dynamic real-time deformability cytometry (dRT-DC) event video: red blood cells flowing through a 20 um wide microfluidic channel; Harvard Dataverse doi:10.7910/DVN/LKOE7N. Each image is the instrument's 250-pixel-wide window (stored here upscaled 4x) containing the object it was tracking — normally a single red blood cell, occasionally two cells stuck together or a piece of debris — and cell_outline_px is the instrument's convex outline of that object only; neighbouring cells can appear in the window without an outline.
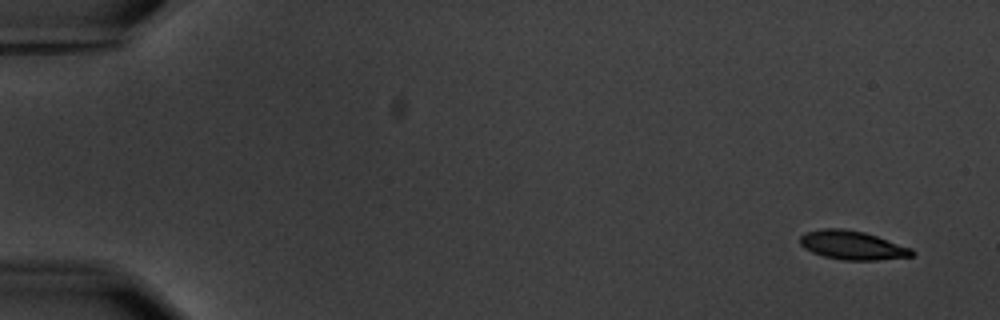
{"species": "common noctule bat (a hibernating species)", "species_latin": "Nyctalus noctula", "temperature_condition": "warm", "stored_images_in_passage": 6, "segment_of_instrument_passage": [2, 2], "camera_frame_rate_fps": 3000, "um_per_image_px": 0.085, "animal": {"sex": "male", "body_mass_g": 20.1, "forearm_length_mm": 53.5}, "frame": {"image": 1, "passage_image": 6, "time_ms": 6.667, "image_size_px": [1000, 320], "cell_outline_px": [[916, 252], [912, 256], [876, 260], [844, 260], [824, 256], [812, 252], [804, 248], [800, 244], [800, 236], [804, 232], [824, 228], [844, 228], [864, 232], [912, 248]], "centroid_in_image_um": [72.43, 20.84], "position_along_channel_um": 12.6, "area_um2": 18.79}}